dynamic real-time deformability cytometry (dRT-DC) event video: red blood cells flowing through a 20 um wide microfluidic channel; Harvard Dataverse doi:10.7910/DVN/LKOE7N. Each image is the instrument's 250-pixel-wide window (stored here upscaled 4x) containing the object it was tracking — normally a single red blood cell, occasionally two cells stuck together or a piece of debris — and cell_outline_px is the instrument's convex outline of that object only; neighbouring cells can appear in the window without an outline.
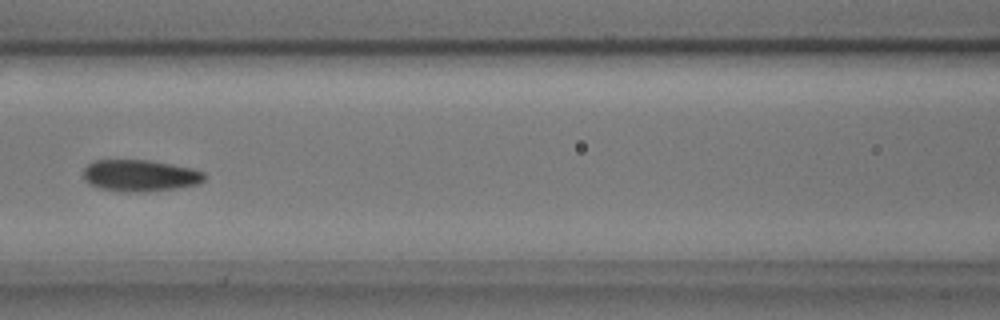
{"species": "common noctule bat (a hibernating species)", "species_latin": "Nyctalus noctula", "temperature_condition": "cold", "stored_images_in_passage": 4, "camera_frame_rate_fps": 3000, "um_per_image_px": 0.085, "animal": {"sex": "male", "body_mass_g": 17.9, "forearm_length_mm": 54.2}, "frame": {"image": 1, "passage_image": 4, "time_ms": 1.0, "image_size_px": [1000, 320], "cell_outline_px": [[208, 176], [200, 184], [176, 188], [144, 192], [120, 192], [100, 188], [88, 184], [84, 180], [84, 168], [88, 164], [96, 160], [148, 160], [192, 168], [204, 172]], "centroid_in_image_um": [11.92, 14.93], "position_along_channel_um": 154.7, "area_um2": 22.54}}